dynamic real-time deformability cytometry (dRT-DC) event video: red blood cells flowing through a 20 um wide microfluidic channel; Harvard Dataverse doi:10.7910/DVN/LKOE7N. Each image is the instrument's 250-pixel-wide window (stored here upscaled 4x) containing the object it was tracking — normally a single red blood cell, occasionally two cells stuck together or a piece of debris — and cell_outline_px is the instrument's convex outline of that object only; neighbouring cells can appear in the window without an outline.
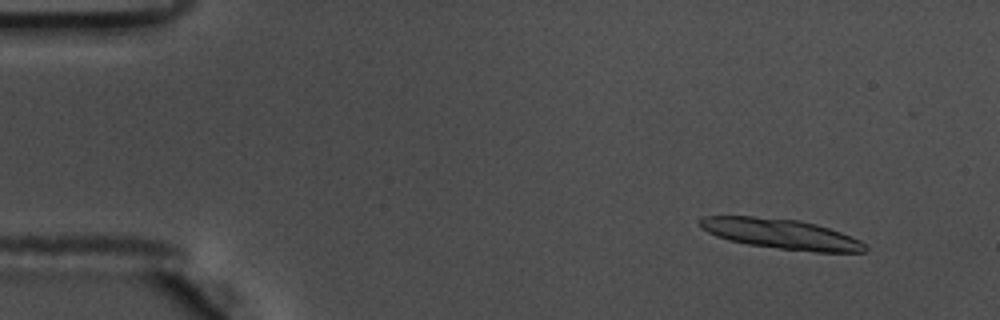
{"species": "common noctule bat (a hibernating species)", "species_latin": "Nyctalus noctula", "temperature_condition": "warm", "stored_images_in_passage": 17, "camera_frame_rate_fps": 3000, "um_per_image_px": 0.085, "animal": {"sex": "male", "body_mass_g": 17.5, "forearm_length_mm": 52.3}, "frame": {"image": 1, "passage_image": 6, "time_ms": 1.667, "image_size_px": [1000, 320], "cell_outline_px": [[868, 248], [864, 252], [816, 252], [780, 248], [748, 244], [728, 240], [716, 236], [700, 228], [700, 220], [704, 216], [752, 216], [800, 220], [816, 224], [840, 232], [860, 240]], "centroid_in_image_um": [66.38, 19.88], "position_along_channel_um": 18.6, "area_um2": 28.73}}